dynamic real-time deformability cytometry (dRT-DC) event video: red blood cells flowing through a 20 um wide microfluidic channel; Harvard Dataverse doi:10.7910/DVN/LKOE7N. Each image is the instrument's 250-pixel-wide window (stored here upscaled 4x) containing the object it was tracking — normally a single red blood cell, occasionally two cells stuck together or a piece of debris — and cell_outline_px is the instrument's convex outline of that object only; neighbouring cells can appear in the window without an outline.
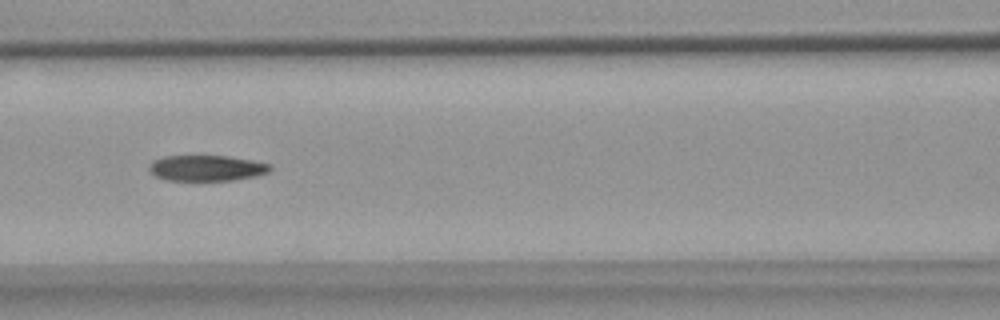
{"species": "common noctule bat (a hibernating species)", "species_latin": "Nyctalus noctula", "temperature_condition": "warm", "stored_images_in_passage": 8, "camera_frame_rate_fps": 3000, "um_per_image_px": 0.085, "animal": {"sex": "female", "body_mass_g": 18.4}, "frame": {"image": 1, "passage_image": 7, "time_ms": 7.0, "image_size_px": [1000, 320], "cell_outline_px": [[272, 168], [268, 172], [256, 176], [232, 180], [164, 180], [156, 176], [148, 168], [148, 164], [152, 160], [164, 156], [228, 156], [252, 160], [272, 164]], "centroid_in_image_um": [17.56, 14.28], "position_along_channel_um": 149.0, "area_um2": 18.21}}
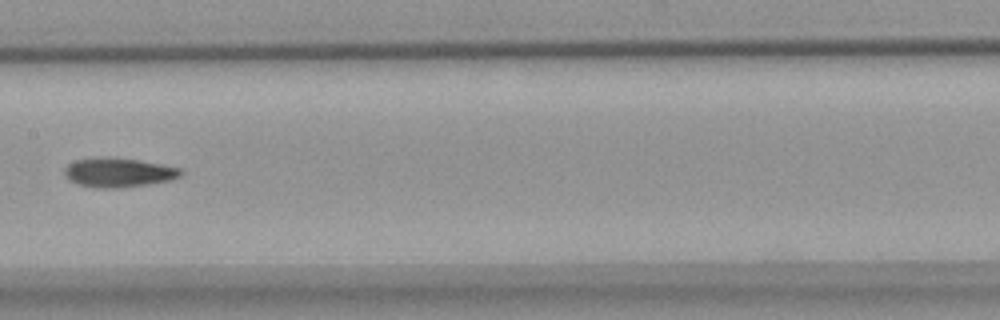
{"frame": {"image": 2, "passage_image": 8, "time_ms": 8.333, "image_size_px": [1000, 320], "cell_outline_px": [[184, 172], [180, 176], [168, 180], [148, 184], [116, 188], [96, 188], [80, 184], [68, 180], [64, 176], [64, 168], [68, 164], [76, 160], [104, 156], [112, 156], [140, 160], [180, 168]], "centroid_in_image_um": [10.04, 14.64], "position_along_channel_um": 197.4, "area_um2": 19.94}}